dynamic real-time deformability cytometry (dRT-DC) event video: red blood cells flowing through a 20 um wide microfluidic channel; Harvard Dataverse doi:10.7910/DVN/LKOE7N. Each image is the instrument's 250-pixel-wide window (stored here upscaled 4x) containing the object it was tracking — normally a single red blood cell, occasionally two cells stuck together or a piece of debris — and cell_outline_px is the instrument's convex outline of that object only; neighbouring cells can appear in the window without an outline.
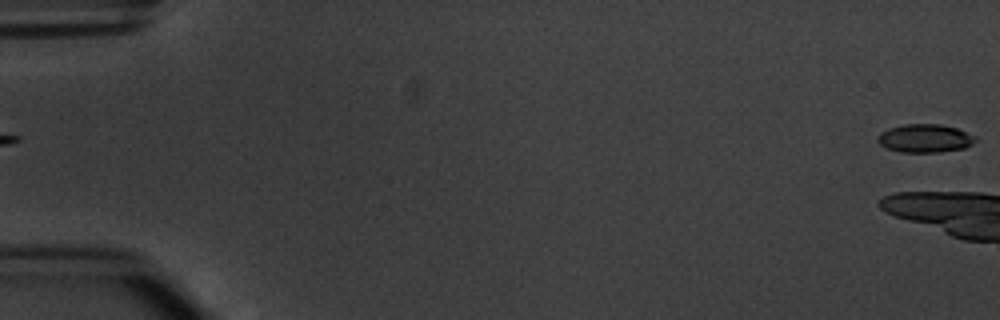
{"species": "common noctule bat (a hibernating species)", "species_latin": "Nyctalus noctula", "temperature_condition": "warm", "stored_images_in_passage": 6, "segment_of_instrument_passage": [2, 2], "camera_frame_rate_fps": 3000, "um_per_image_px": 0.085, "animal": {"sex": "male", "body_mass_g": 20.1, "forearm_length_mm": 53.5}, "frame": {"image": 1, "passage_image": 6, "time_ms": 6.0, "image_size_px": [1000, 320], "cell_outline_px": [[976, 140], [972, 144], [964, 148], [940, 152], [900, 152], [888, 148], [880, 144], [876, 140], [876, 136], [880, 132], [888, 128], [904, 124], [940, 124], [956, 128], [976, 136]], "centroid_in_image_um": [78.59, 11.75], "position_along_channel_um": 6.4, "area_um2": 16.18}}